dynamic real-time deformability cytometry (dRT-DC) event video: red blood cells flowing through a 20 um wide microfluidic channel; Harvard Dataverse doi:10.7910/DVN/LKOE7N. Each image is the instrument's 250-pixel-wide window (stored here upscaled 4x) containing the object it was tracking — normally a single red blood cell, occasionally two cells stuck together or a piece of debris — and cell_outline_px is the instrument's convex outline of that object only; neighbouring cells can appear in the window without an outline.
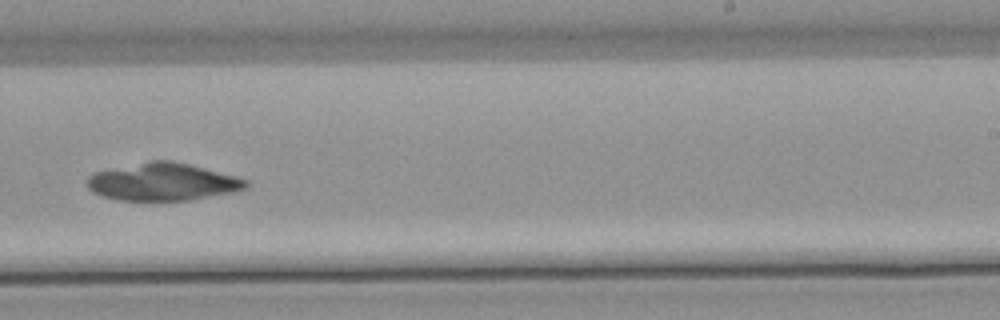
{"species": "common noctule bat (a hibernating species)", "species_latin": "Nyctalus noctula", "temperature_condition": "warm", "stored_images_in_passage": 51, "camera_frame_rate_fps": 3000, "um_per_image_px": 0.085, "animal": {"sex": "male", "body_mass_g": 21.5, "forearm_length_mm": 52.0}, "frame": {"image": 1, "passage_image": 31, "time_ms": 10.0, "image_size_px": [1000, 320], "cell_outline_px": [[248, 184], [244, 188], [232, 192], [188, 200], [116, 200], [100, 196], [92, 192], [88, 188], [88, 176], [96, 172], [148, 160], [172, 160], [236, 176], [248, 180]], "centroid_in_image_um": [13.8, 15.46], "position_along_channel_um": 275.2, "area_um2": 34.51}}
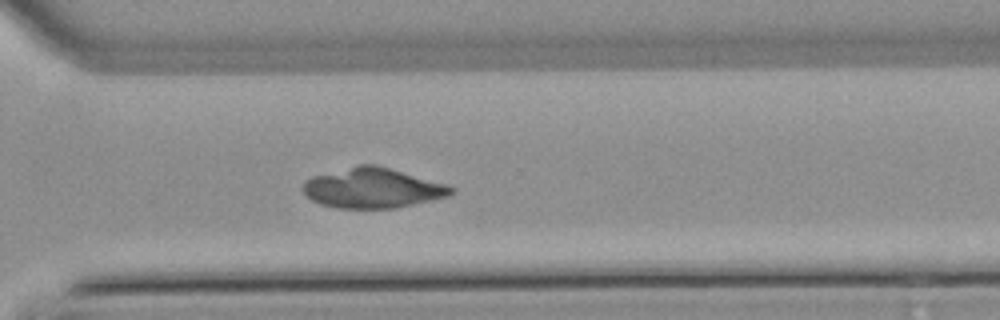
{"frame": {"image": 2, "passage_image": 36, "time_ms": 11.667, "image_size_px": [1000, 320], "cell_outline_px": [[456, 192], [452, 196], [392, 208], [336, 208], [320, 204], [312, 200], [304, 192], [304, 180], [312, 176], [360, 164], [376, 164], [448, 184], [456, 188]], "centroid_in_image_um": [31.73, 15.98], "position_along_channel_um": 338.9, "area_um2": 34.68}}
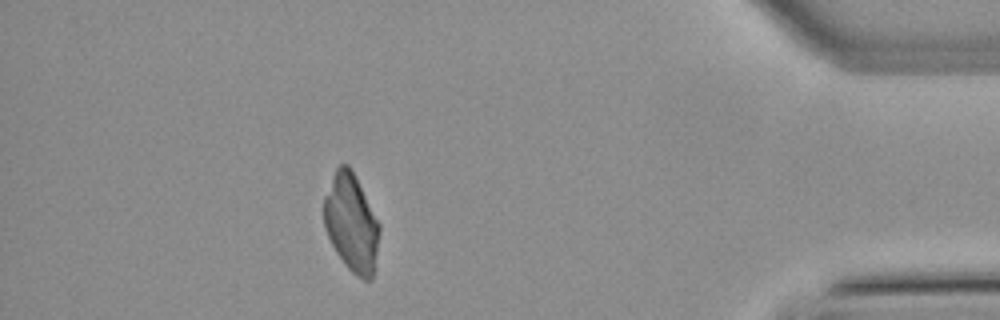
{"frame": {"image": 3, "passage_image": 45, "time_ms": 14.667, "image_size_px": [1000, 320], "cell_outline_px": [[380, 232], [372, 280], [364, 280], [356, 276], [344, 264], [336, 252], [324, 228], [324, 196], [336, 168], [340, 164], [348, 164], [380, 224]], "centroid_in_image_um": [29.86, 18.98], "position_along_channel_um": 405.3, "area_um2": 31.27}}